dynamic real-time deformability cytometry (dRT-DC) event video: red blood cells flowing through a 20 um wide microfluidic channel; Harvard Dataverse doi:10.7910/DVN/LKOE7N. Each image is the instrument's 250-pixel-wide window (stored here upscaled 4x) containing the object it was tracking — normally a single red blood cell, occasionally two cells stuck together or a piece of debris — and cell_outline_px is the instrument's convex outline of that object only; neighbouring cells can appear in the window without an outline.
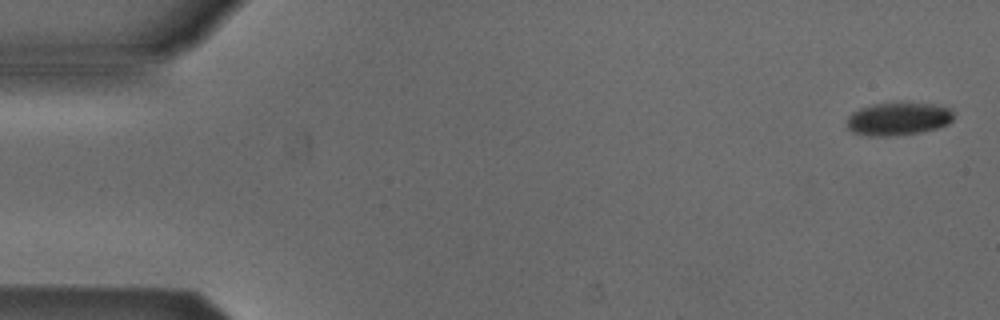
{"species": "Egyptian fruit bat (a non-hibernating species)", "species_latin": "Rousettus aegyptiacus", "temperature_condition": "cold", "stored_images_in_passage": 4, "camera_frame_rate_fps": 3000, "um_per_image_px": 0.085, "animal": {"sex": "male"}, "frame": {"image": 1, "passage_image": 1, "time_ms": 0.0, "image_size_px": [1000, 320], "cell_outline_px": [[952, 120], [948, 124], [936, 128], [920, 132], [896, 136], [868, 136], [852, 132], [848, 128], [848, 116], [852, 112], [860, 108], [872, 104], [932, 104], [952, 108]], "centroid_in_image_um": [76.33, 10.12], "position_along_channel_um": 8.7, "area_um2": 20.23}}
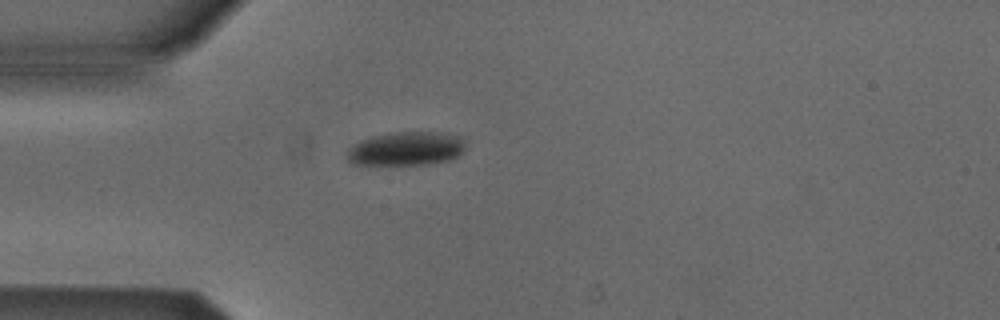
{"frame": {"image": 2, "passage_image": 4, "time_ms": 1.0, "image_size_px": [1000, 320], "cell_outline_px": [[464, 152], [460, 156], [448, 160], [428, 164], [400, 168], [352, 164], [348, 160], [348, 148], [352, 144], [360, 140], [372, 136], [388, 132], [448, 132], [460, 136], [464, 140]], "centroid_in_image_um": [34.51, 12.68], "position_along_channel_um": 50.5, "area_um2": 24.68}}